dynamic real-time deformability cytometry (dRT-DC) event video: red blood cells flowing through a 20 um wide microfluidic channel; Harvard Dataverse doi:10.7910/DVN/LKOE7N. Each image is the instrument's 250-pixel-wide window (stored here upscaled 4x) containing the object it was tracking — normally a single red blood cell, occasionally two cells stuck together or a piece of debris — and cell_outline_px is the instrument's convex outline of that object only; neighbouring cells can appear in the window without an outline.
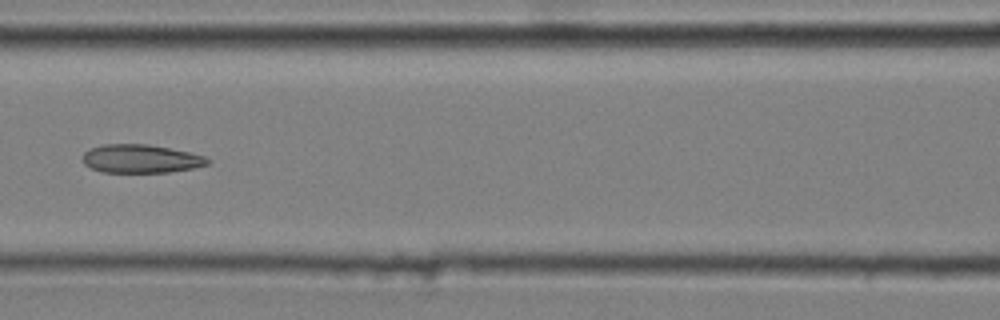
{"species": "common noctule bat (a hibernating species)", "species_latin": "Nyctalus noctula", "temperature_condition": "cold", "stored_images_in_passage": 7, "camera_frame_rate_fps": 3000, "um_per_image_px": 0.085, "animal": {"sex": "male", "body_mass_g": 20.4}, "frame": {"image": 1, "passage_image": 7, "time_ms": 2.0, "image_size_px": [1000, 320], "cell_outline_px": [[212, 160], [208, 164], [192, 168], [168, 172], [104, 172], [92, 168], [84, 164], [80, 156], [88, 148], [104, 144], [148, 144], [188, 152], [204, 156]], "centroid_in_image_um": [11.92, 13.48], "position_along_channel_um": 154.7, "area_um2": 20.69}}